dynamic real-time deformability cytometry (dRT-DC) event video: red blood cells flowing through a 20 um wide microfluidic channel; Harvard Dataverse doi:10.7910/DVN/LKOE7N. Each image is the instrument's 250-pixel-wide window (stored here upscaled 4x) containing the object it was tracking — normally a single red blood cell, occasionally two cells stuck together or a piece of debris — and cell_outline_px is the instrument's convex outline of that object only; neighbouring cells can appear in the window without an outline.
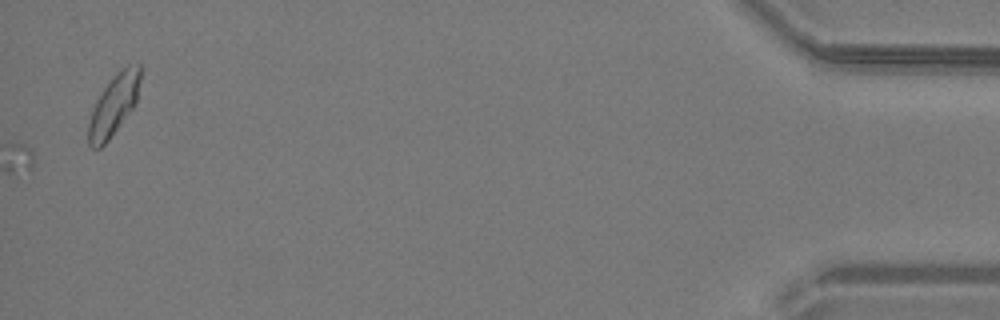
{"species": "common noctule bat (a hibernating species)", "species_latin": "Nyctalus noctula", "temperature_condition": "warm", "stored_images_in_passage": 45, "camera_frame_rate_fps": 3000, "um_per_image_px": 0.085, "animal": {"sex": "male", "body_mass_g": 19.2, "forearm_length_mm": 51.8}, "frame": {"image": 1, "passage_image": 45, "time_ms": 14.667, "image_size_px": [1000, 320], "cell_outline_px": [[140, 80], [136, 104], [108, 140], [100, 148], [92, 148], [88, 144], [88, 124], [92, 108], [96, 100], [112, 76], [116, 72], [128, 64], [140, 64]], "centroid_in_image_um": [9.66, 8.91], "position_along_channel_um": 425.5, "area_um2": 18.32}}